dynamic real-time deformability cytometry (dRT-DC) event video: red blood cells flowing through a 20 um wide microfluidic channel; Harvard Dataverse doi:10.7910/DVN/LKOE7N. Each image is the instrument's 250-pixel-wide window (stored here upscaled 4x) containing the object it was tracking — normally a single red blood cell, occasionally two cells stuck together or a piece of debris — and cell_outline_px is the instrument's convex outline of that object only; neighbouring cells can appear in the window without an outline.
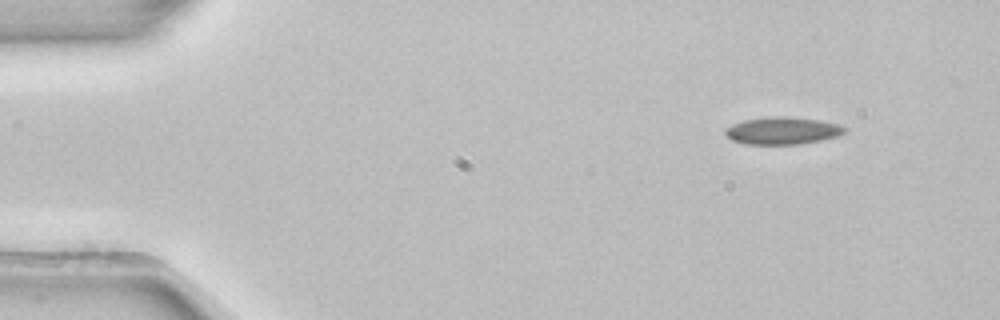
{"species": "common noctule bat (a hibernating species)", "species_latin": "Nyctalus noctula", "temperature_condition": "room temperature", "stored_images_in_passage": 3, "camera_frame_rate_fps": 3000, "um_per_image_px": 0.085, "animal": {"sex": "female", "body_mass_g": 22.7, "forearm_length_mm": 54.2}, "frame": {"image": 1, "passage_image": 1, "time_ms": 0.0, "image_size_px": [1000, 320], "cell_outline_px": [[848, 128], [840, 136], [800, 144], [744, 144], [732, 140], [724, 132], [724, 128], [732, 124], [744, 120], [768, 116], [788, 116], [820, 120], [836, 124]], "centroid_in_image_um": [66.5, 11.1], "position_along_channel_um": 18.5, "area_um2": 19.13}}
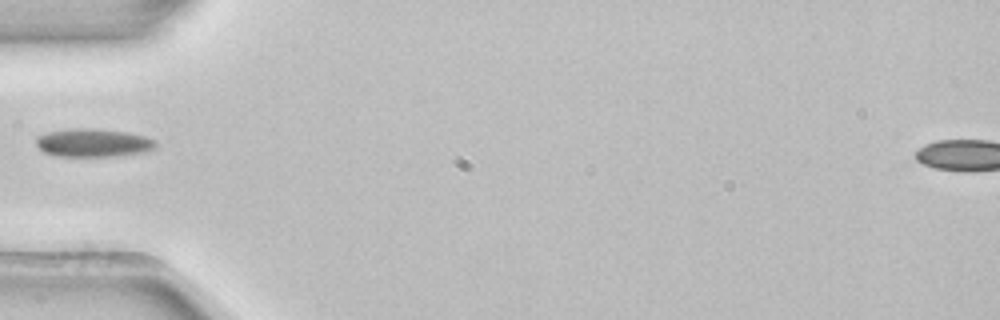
{"frame": {"image": 2, "passage_image": 3, "time_ms": 0.667, "image_size_px": [1000, 320], "cell_outline_px": [[156, 144], [148, 152], [116, 156], [52, 156], [44, 152], [36, 144], [36, 136], [48, 132], [68, 128], [88, 128], [128, 132], [144, 136], [156, 140]], "centroid_in_image_um": [7.91, 12.14], "position_along_channel_um": 77.1, "area_um2": 19.83}}